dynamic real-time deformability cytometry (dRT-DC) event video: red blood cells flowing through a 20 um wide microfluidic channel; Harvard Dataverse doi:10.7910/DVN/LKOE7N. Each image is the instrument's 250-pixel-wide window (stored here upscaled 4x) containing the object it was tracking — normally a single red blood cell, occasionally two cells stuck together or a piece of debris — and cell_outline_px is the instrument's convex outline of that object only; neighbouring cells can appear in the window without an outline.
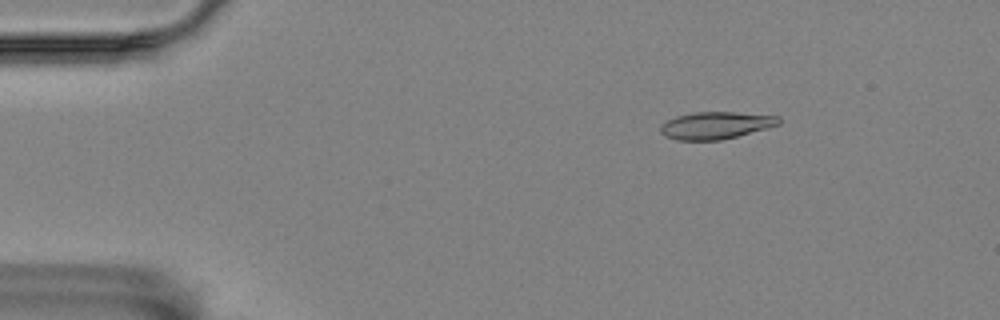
{"species": "Egyptian fruit bat (a non-hibernating species)", "species_latin": "Rousettus aegyptiacus", "temperature_condition": "room temperature", "stored_images_in_passage": 56, "camera_frame_rate_fps": 3000, "um_per_image_px": 0.085, "animal": {"sex": "female"}, "frame": {"image": 1, "passage_image": 8, "time_ms": 2.333, "image_size_px": [1000, 320], "cell_outline_px": [[780, 124], [768, 128], [720, 140], [676, 140], [664, 136], [660, 132], [660, 124], [676, 116], [696, 112], [736, 112], [780, 116]], "centroid_in_image_um": [60.83, 10.65], "position_along_channel_um": 24.2, "area_um2": 18.79}}
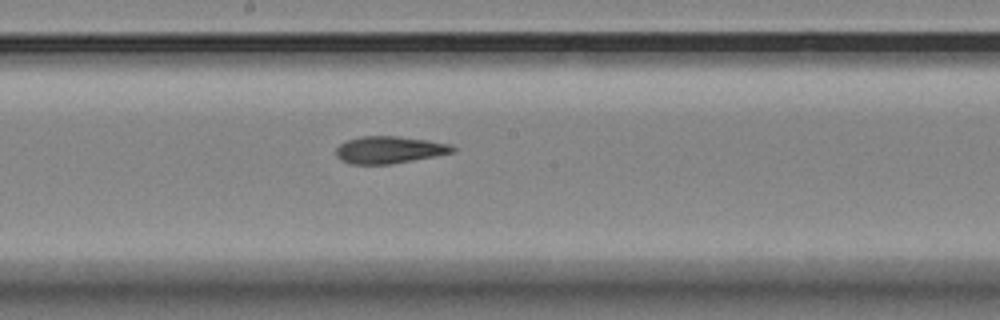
{"frame": {"image": 2, "passage_image": 30, "time_ms": 9.667, "image_size_px": [1000, 320], "cell_outline_px": [[456, 152], [436, 156], [388, 164], [352, 164], [340, 160], [336, 156], [336, 148], [340, 144], [348, 140], [360, 136], [396, 136], [428, 140], [452, 144], [456, 148]], "centroid_in_image_um": [33.11, 12.73], "position_along_channel_um": 215.1, "area_um2": 18.5}}
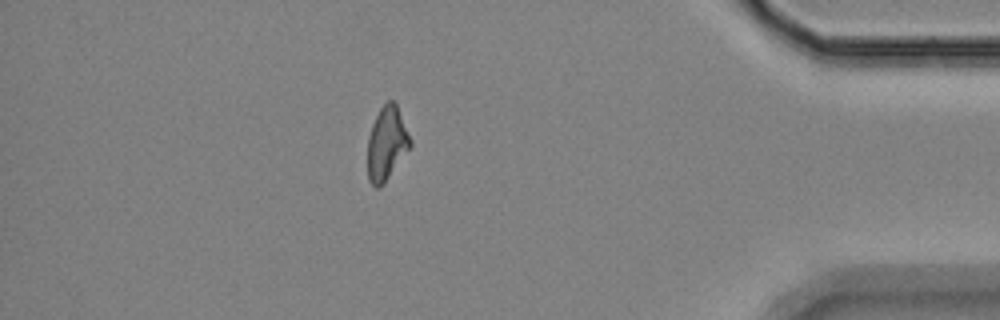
{"frame": {"image": 3, "passage_image": 49, "time_ms": 16.0, "image_size_px": [1000, 320], "cell_outline_px": [[412, 144], [384, 184], [380, 188], [376, 188], [368, 180], [368, 136], [372, 124], [380, 108], [388, 100], [392, 100], [396, 104], [412, 140]], "centroid_in_image_um": [32.86, 12.21], "position_along_channel_um": 402.3, "area_um2": 18.21}, "authors_computed_cell_mechanics": {"area_um2": 18.7561, "velocity_mm_per_s": 3.5573, "shape_relaxation_time_tau1_ms": 6.1182, "shape_relaxation_time_tau2_ms": 2.6824, "deformation_change_tau1": 0.154, "deformation_change_tau2": 0.0978}}